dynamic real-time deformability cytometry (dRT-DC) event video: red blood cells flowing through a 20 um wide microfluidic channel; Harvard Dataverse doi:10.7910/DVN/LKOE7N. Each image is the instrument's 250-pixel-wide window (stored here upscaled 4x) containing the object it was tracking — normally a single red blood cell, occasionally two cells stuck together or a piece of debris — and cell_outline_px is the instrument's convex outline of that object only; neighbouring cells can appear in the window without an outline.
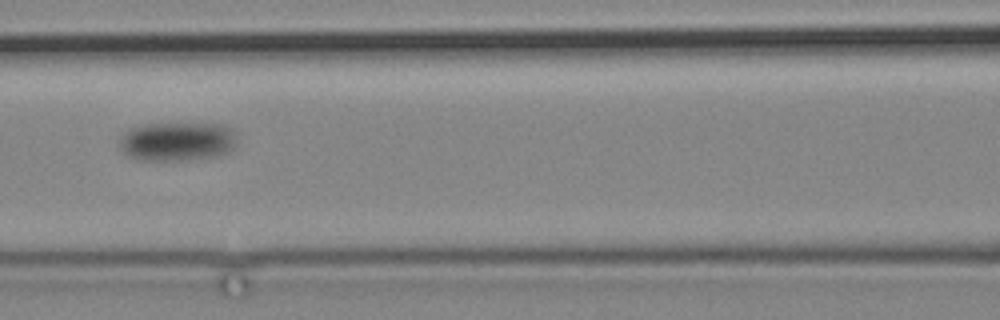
{"species": "common noctule bat (a hibernating species)", "species_latin": "Nyctalus noctula", "temperature_condition": "cold", "stored_images_in_passage": 8, "camera_frame_rate_fps": 3000, "um_per_image_px": 0.085, "animal": {"sex": "male", "body_mass_g": 19.2, "forearm_length_mm": 51.8}, "frame": {"image": 1, "passage_image": 6, "time_ms": 6.667, "image_size_px": [1000, 320], "cell_outline_px": [[236, 140], [232, 148], [228, 152], [216, 156], [180, 160], [136, 160], [120, 152], [120, 136], [128, 128], [144, 124], [224, 124], [232, 128], [236, 136]], "centroid_in_image_um": [15.01, 12.02], "position_along_channel_um": 151.6, "area_um2": 26.88}}
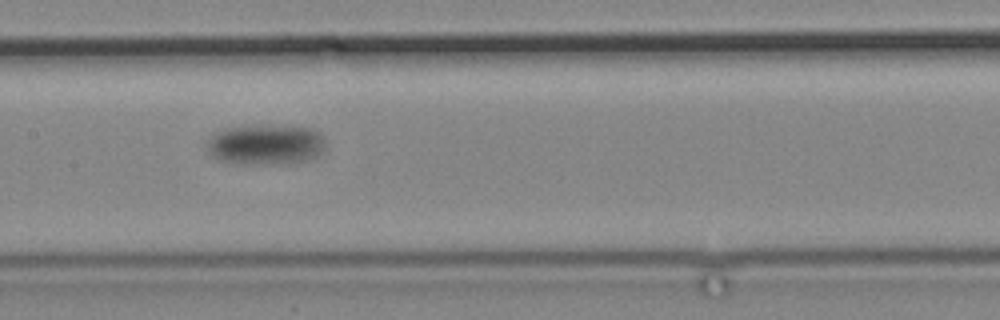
{"frame": {"image": 2, "passage_image": 7, "time_ms": 8.0, "image_size_px": [1000, 320], "cell_outline_px": [[324, 148], [312, 156], [304, 160], [260, 164], [244, 164], [216, 160], [208, 152], [204, 144], [216, 132], [224, 128], [268, 124], [292, 124], [312, 128], [320, 132], [324, 140]], "centroid_in_image_um": [22.52, 12.23], "position_along_channel_um": 184.9, "area_um2": 28.15}}